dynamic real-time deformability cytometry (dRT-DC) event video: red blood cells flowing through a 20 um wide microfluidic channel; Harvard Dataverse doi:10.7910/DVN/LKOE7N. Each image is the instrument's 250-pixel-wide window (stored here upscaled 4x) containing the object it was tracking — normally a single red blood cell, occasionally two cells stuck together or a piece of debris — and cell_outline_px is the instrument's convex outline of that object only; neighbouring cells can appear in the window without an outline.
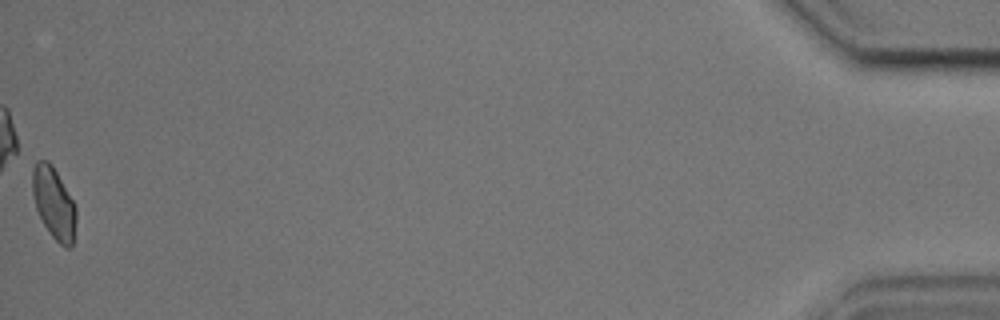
{"species": "common noctule bat (a hibernating species)", "species_latin": "Nyctalus noctula", "temperature_condition": "cold", "stored_images_in_passage": 55, "camera_frame_rate_fps": 3000, "um_per_image_px": 0.085, "animal": {"sex": "male", "body_mass_g": 17.9, "forearm_length_mm": 54.2}, "frame": {"image": 1, "passage_image": 55, "time_ms": 18.0, "image_size_px": [1000, 320], "cell_outline_px": [[76, 220], [72, 248], [64, 248], [52, 236], [44, 224], [36, 208], [32, 192], [32, 168], [36, 160], [48, 160], [52, 164], [72, 200], [76, 208]], "centroid_in_image_um": [4.57, 17.26], "position_along_channel_um": 430.6, "area_um2": 18.15}, "authors_computed_cell_mechanics": {"area_um2": 18.5538, "velocity_mm_per_s": 3.6482, "shape_relaxation_time_tau1_ms": 4.6879, "shape_relaxation_time_tau2_ms": 1.3456, "deformation_change_tau1": 0.0845, "deformation_change_tau2": 0.0568}}